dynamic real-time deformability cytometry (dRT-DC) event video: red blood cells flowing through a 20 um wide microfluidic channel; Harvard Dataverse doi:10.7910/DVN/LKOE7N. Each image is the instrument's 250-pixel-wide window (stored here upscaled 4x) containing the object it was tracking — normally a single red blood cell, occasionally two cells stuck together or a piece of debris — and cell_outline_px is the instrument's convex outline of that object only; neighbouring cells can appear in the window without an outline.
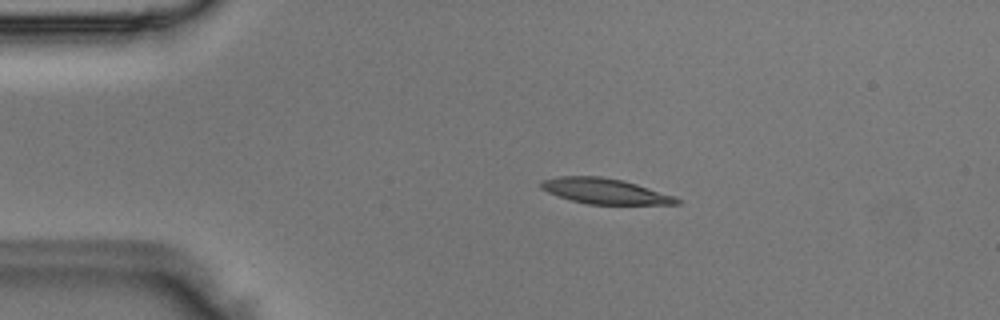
{"species": "Egyptian fruit bat (a non-hibernating species)", "species_latin": "Rousettus aegyptiacus", "temperature_condition": "room temperature", "stored_images_in_passage": 3, "camera_frame_rate_fps": 3000, "um_per_image_px": 0.085, "animal": {"sex": "male"}, "frame": {"image": 1, "passage_image": 2, "time_ms": 0.333, "image_size_px": [1000, 320], "cell_outline_px": [[680, 204], [588, 204], [572, 200], [548, 192], [540, 188], [540, 180], [560, 176], [600, 176], [620, 180], [636, 184], [676, 196], [680, 200]], "centroid_in_image_um": [51.41, 16.24], "position_along_channel_um": 33.6, "area_um2": 19.94}}